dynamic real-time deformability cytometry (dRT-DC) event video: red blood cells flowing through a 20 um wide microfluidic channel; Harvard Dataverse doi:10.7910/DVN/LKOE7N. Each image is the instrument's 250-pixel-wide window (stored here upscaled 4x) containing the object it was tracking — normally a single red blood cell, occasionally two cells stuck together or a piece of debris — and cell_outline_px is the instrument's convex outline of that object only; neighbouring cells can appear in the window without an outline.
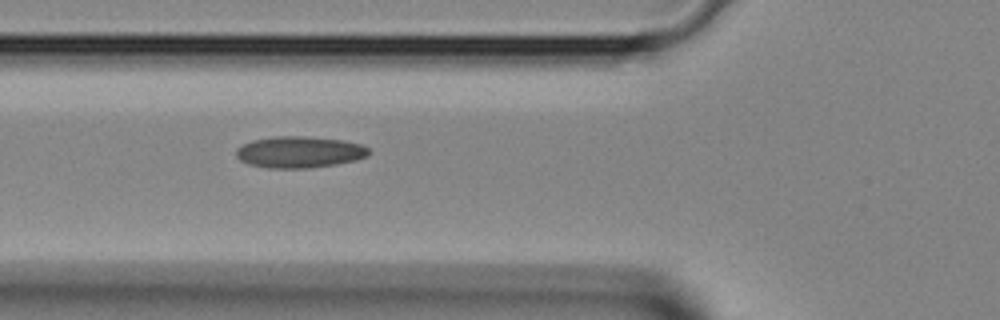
{"species": "Egyptian fruit bat (a non-hibernating species)", "species_latin": "Rousettus aegyptiacus", "temperature_condition": "room temperature", "stored_images_in_passage": 6, "camera_frame_rate_fps": 3000, "um_per_image_px": 0.085, "animal": {"sex": "female"}, "frame": {"image": 1, "passage_image": 5, "time_ms": 1.333, "image_size_px": [1000, 320], "cell_outline_px": [[368, 156], [356, 160], [336, 164], [308, 168], [268, 168], [248, 164], [240, 160], [236, 156], [236, 148], [252, 140], [276, 136], [304, 136], [344, 140], [360, 144], [368, 148]], "centroid_in_image_um": [25.43, 12.92], "position_along_channel_um": 100.4, "area_um2": 24.33}}
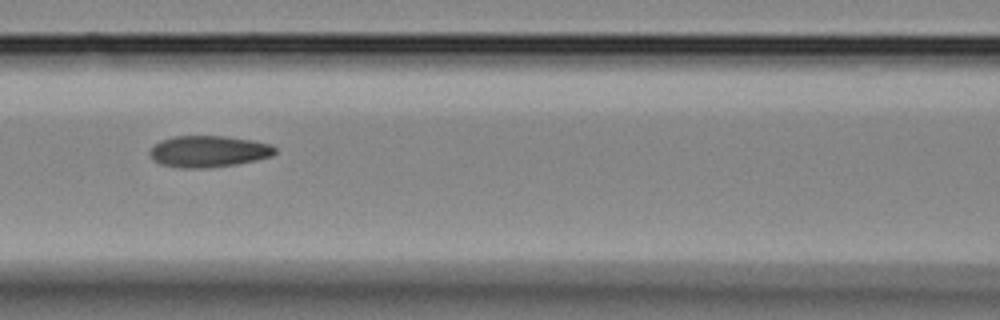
{"frame": {"image": 2, "passage_image": 6, "time_ms": 1.667, "image_size_px": [1000, 320], "cell_outline_px": [[276, 152], [272, 156], [256, 160], [236, 164], [208, 168], [180, 168], [160, 164], [152, 160], [148, 152], [152, 144], [160, 140], [172, 136], [224, 136], [252, 140], [272, 144], [276, 148]], "centroid_in_image_um": [17.68, 12.87], "position_along_channel_um": 148.9, "area_um2": 23.35}}